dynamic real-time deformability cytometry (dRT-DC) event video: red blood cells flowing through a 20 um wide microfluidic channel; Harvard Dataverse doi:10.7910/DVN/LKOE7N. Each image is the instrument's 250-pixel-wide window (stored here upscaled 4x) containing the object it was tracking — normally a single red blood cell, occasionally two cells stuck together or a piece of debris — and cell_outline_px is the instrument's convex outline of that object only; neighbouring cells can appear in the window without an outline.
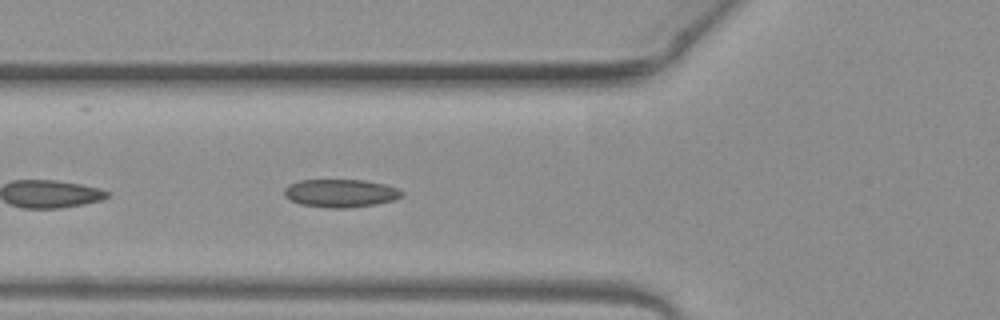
{"species": "common noctule bat (a hibernating species)", "species_latin": "Nyctalus noctula", "temperature_condition": "warm", "stored_images_in_passage": 22, "camera_frame_rate_fps": 3000, "um_per_image_px": 0.085, "animal": {"sex": "female", "body_mass_g": 19.3, "forearm_length_mm": 54.1}, "frame": {"image": 1, "passage_image": 17, "time_ms": 5.333, "image_size_px": [1000, 320], "cell_outline_px": [[404, 196], [392, 200], [376, 204], [344, 208], [328, 208], [300, 204], [284, 196], [284, 188], [288, 184], [296, 180], [364, 180], [384, 184], [396, 188], [404, 192]], "centroid_in_image_um": [28.92, 16.41], "position_along_channel_um": 96.9, "area_um2": 19.25}}